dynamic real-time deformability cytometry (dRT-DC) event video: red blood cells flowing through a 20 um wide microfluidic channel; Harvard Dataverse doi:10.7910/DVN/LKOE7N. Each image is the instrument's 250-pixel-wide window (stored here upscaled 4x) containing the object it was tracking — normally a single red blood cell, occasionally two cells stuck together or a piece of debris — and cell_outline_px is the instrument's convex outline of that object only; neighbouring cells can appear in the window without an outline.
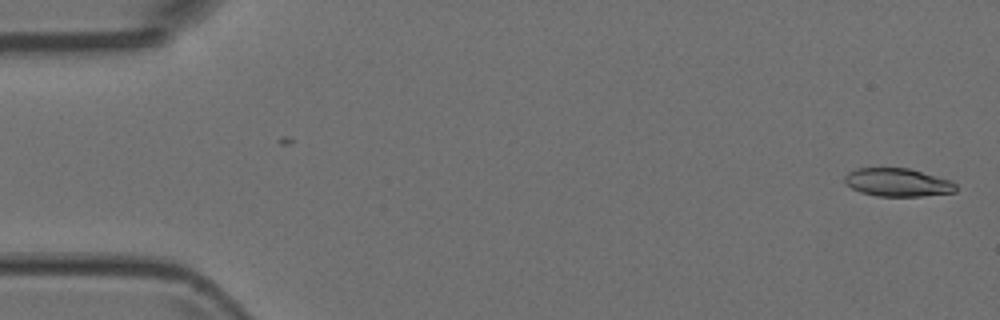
{"species": "Egyptian fruit bat (a non-hibernating species)", "species_latin": "Rousettus aegyptiacus", "temperature_condition": "room temperature", "stored_images_in_passage": 16, "camera_frame_rate_fps": 3000, "um_per_image_px": 0.085, "animal": {"sex": "female"}, "frame": {"image": 1, "passage_image": 2, "time_ms": 0.333, "image_size_px": [1000, 320], "cell_outline_px": [[956, 192], [920, 196], [876, 196], [860, 192], [852, 188], [844, 180], [844, 176], [848, 172], [856, 168], [908, 168], [952, 180], [956, 184]], "centroid_in_image_um": [76.31, 15.5], "position_along_channel_um": 8.7, "area_um2": 18.26}}
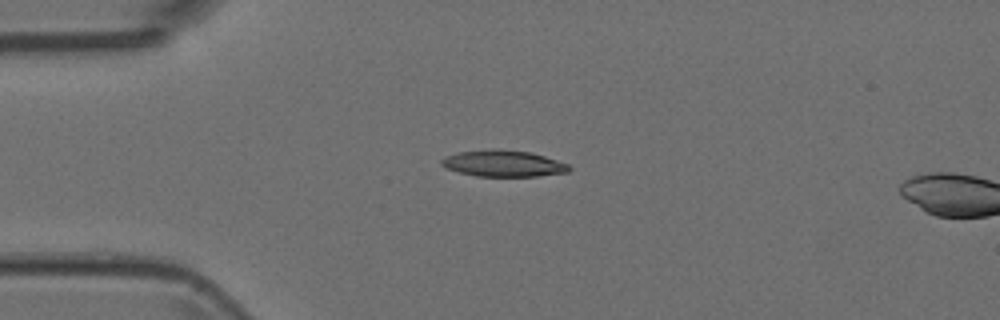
{"frame": {"image": 2, "passage_image": 13, "time_ms": 4.0, "image_size_px": [1000, 320], "cell_outline_px": [[572, 168], [568, 172], [536, 176], [476, 176], [460, 172], [448, 168], [440, 164], [440, 160], [444, 156], [460, 152], [492, 148], [532, 152], [568, 164]], "centroid_in_image_um": [42.78, 13.88], "position_along_channel_um": 42.2, "area_um2": 19.59}}